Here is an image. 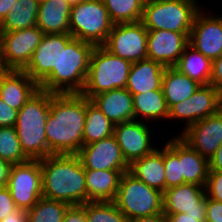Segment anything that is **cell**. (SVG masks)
I'll return each instance as SVG.
<instances>
[{"mask_svg": "<svg viewBox=\"0 0 222 222\" xmlns=\"http://www.w3.org/2000/svg\"><path fill=\"white\" fill-rule=\"evenodd\" d=\"M94 48L74 37L67 44H60L59 65L38 84L39 88L53 94L81 93Z\"/></svg>", "mask_w": 222, "mask_h": 222, "instance_id": "obj_3", "label": "cell"}, {"mask_svg": "<svg viewBox=\"0 0 222 222\" xmlns=\"http://www.w3.org/2000/svg\"><path fill=\"white\" fill-rule=\"evenodd\" d=\"M163 147L156 148L151 154L134 160L129 172L137 179L155 189L166 190Z\"/></svg>", "mask_w": 222, "mask_h": 222, "instance_id": "obj_25", "label": "cell"}, {"mask_svg": "<svg viewBox=\"0 0 222 222\" xmlns=\"http://www.w3.org/2000/svg\"><path fill=\"white\" fill-rule=\"evenodd\" d=\"M13 164L0 158V187H7Z\"/></svg>", "mask_w": 222, "mask_h": 222, "instance_id": "obj_44", "label": "cell"}, {"mask_svg": "<svg viewBox=\"0 0 222 222\" xmlns=\"http://www.w3.org/2000/svg\"><path fill=\"white\" fill-rule=\"evenodd\" d=\"M113 24L141 21L146 0H102Z\"/></svg>", "mask_w": 222, "mask_h": 222, "instance_id": "obj_33", "label": "cell"}, {"mask_svg": "<svg viewBox=\"0 0 222 222\" xmlns=\"http://www.w3.org/2000/svg\"><path fill=\"white\" fill-rule=\"evenodd\" d=\"M18 111L8 104L4 103L0 98V127L15 126Z\"/></svg>", "mask_w": 222, "mask_h": 222, "instance_id": "obj_39", "label": "cell"}, {"mask_svg": "<svg viewBox=\"0 0 222 222\" xmlns=\"http://www.w3.org/2000/svg\"><path fill=\"white\" fill-rule=\"evenodd\" d=\"M9 71L10 69L7 66H0V86H1L3 78L6 76V74Z\"/></svg>", "mask_w": 222, "mask_h": 222, "instance_id": "obj_49", "label": "cell"}, {"mask_svg": "<svg viewBox=\"0 0 222 222\" xmlns=\"http://www.w3.org/2000/svg\"><path fill=\"white\" fill-rule=\"evenodd\" d=\"M39 2L37 0H18L12 10L0 23V32L31 28L37 25Z\"/></svg>", "mask_w": 222, "mask_h": 222, "instance_id": "obj_31", "label": "cell"}, {"mask_svg": "<svg viewBox=\"0 0 222 222\" xmlns=\"http://www.w3.org/2000/svg\"><path fill=\"white\" fill-rule=\"evenodd\" d=\"M71 6L63 0H46L39 3L37 27L44 34H70Z\"/></svg>", "mask_w": 222, "mask_h": 222, "instance_id": "obj_24", "label": "cell"}, {"mask_svg": "<svg viewBox=\"0 0 222 222\" xmlns=\"http://www.w3.org/2000/svg\"><path fill=\"white\" fill-rule=\"evenodd\" d=\"M68 203L42 197L27 211V222H62Z\"/></svg>", "mask_w": 222, "mask_h": 222, "instance_id": "obj_34", "label": "cell"}, {"mask_svg": "<svg viewBox=\"0 0 222 222\" xmlns=\"http://www.w3.org/2000/svg\"><path fill=\"white\" fill-rule=\"evenodd\" d=\"M0 66H5L2 61L1 41H0Z\"/></svg>", "mask_w": 222, "mask_h": 222, "instance_id": "obj_51", "label": "cell"}, {"mask_svg": "<svg viewBox=\"0 0 222 222\" xmlns=\"http://www.w3.org/2000/svg\"><path fill=\"white\" fill-rule=\"evenodd\" d=\"M210 85L222 96V56L212 61Z\"/></svg>", "mask_w": 222, "mask_h": 222, "instance_id": "obj_41", "label": "cell"}, {"mask_svg": "<svg viewBox=\"0 0 222 222\" xmlns=\"http://www.w3.org/2000/svg\"><path fill=\"white\" fill-rule=\"evenodd\" d=\"M148 30L141 21L113 24L103 45L111 53L131 63L147 59Z\"/></svg>", "mask_w": 222, "mask_h": 222, "instance_id": "obj_10", "label": "cell"}, {"mask_svg": "<svg viewBox=\"0 0 222 222\" xmlns=\"http://www.w3.org/2000/svg\"><path fill=\"white\" fill-rule=\"evenodd\" d=\"M198 0H146L141 22L147 30L190 33L196 14L203 8Z\"/></svg>", "mask_w": 222, "mask_h": 222, "instance_id": "obj_6", "label": "cell"}, {"mask_svg": "<svg viewBox=\"0 0 222 222\" xmlns=\"http://www.w3.org/2000/svg\"><path fill=\"white\" fill-rule=\"evenodd\" d=\"M200 86L201 84L179 72L176 68L166 67L162 77L161 88L167 107L170 109L174 104L188 99Z\"/></svg>", "mask_w": 222, "mask_h": 222, "instance_id": "obj_26", "label": "cell"}, {"mask_svg": "<svg viewBox=\"0 0 222 222\" xmlns=\"http://www.w3.org/2000/svg\"><path fill=\"white\" fill-rule=\"evenodd\" d=\"M148 125L147 122L139 120L114 125L113 135L129 165L134 160L151 154L158 147L151 142L154 140L152 138L154 132L152 133L153 128L150 129Z\"/></svg>", "mask_w": 222, "mask_h": 222, "instance_id": "obj_14", "label": "cell"}, {"mask_svg": "<svg viewBox=\"0 0 222 222\" xmlns=\"http://www.w3.org/2000/svg\"><path fill=\"white\" fill-rule=\"evenodd\" d=\"M44 33L37 27L0 32L2 61L10 70H24Z\"/></svg>", "mask_w": 222, "mask_h": 222, "instance_id": "obj_11", "label": "cell"}, {"mask_svg": "<svg viewBox=\"0 0 222 222\" xmlns=\"http://www.w3.org/2000/svg\"><path fill=\"white\" fill-rule=\"evenodd\" d=\"M190 33L168 30H148L147 59L165 67H173L189 44Z\"/></svg>", "mask_w": 222, "mask_h": 222, "instance_id": "obj_18", "label": "cell"}, {"mask_svg": "<svg viewBox=\"0 0 222 222\" xmlns=\"http://www.w3.org/2000/svg\"><path fill=\"white\" fill-rule=\"evenodd\" d=\"M113 132L114 124L86 97V116L83 129L84 145L110 137Z\"/></svg>", "mask_w": 222, "mask_h": 222, "instance_id": "obj_30", "label": "cell"}, {"mask_svg": "<svg viewBox=\"0 0 222 222\" xmlns=\"http://www.w3.org/2000/svg\"><path fill=\"white\" fill-rule=\"evenodd\" d=\"M77 155L84 169L129 170V164L114 135L83 145Z\"/></svg>", "mask_w": 222, "mask_h": 222, "instance_id": "obj_15", "label": "cell"}, {"mask_svg": "<svg viewBox=\"0 0 222 222\" xmlns=\"http://www.w3.org/2000/svg\"><path fill=\"white\" fill-rule=\"evenodd\" d=\"M39 3H41V2H44V1H46V0H37Z\"/></svg>", "mask_w": 222, "mask_h": 222, "instance_id": "obj_52", "label": "cell"}, {"mask_svg": "<svg viewBox=\"0 0 222 222\" xmlns=\"http://www.w3.org/2000/svg\"><path fill=\"white\" fill-rule=\"evenodd\" d=\"M135 120L144 121L152 125L164 119L168 121L169 108L167 107L162 88L147 93L133 95Z\"/></svg>", "mask_w": 222, "mask_h": 222, "instance_id": "obj_27", "label": "cell"}, {"mask_svg": "<svg viewBox=\"0 0 222 222\" xmlns=\"http://www.w3.org/2000/svg\"><path fill=\"white\" fill-rule=\"evenodd\" d=\"M82 206L87 222H129L113 201L86 202Z\"/></svg>", "mask_w": 222, "mask_h": 222, "instance_id": "obj_36", "label": "cell"}, {"mask_svg": "<svg viewBox=\"0 0 222 222\" xmlns=\"http://www.w3.org/2000/svg\"><path fill=\"white\" fill-rule=\"evenodd\" d=\"M63 1L67 2L70 6H73L85 0H63Z\"/></svg>", "mask_w": 222, "mask_h": 222, "instance_id": "obj_50", "label": "cell"}, {"mask_svg": "<svg viewBox=\"0 0 222 222\" xmlns=\"http://www.w3.org/2000/svg\"><path fill=\"white\" fill-rule=\"evenodd\" d=\"M179 136L209 160L222 143V108L217 113L190 125Z\"/></svg>", "mask_w": 222, "mask_h": 222, "instance_id": "obj_16", "label": "cell"}, {"mask_svg": "<svg viewBox=\"0 0 222 222\" xmlns=\"http://www.w3.org/2000/svg\"><path fill=\"white\" fill-rule=\"evenodd\" d=\"M113 202L129 222L163 213V192L148 186L129 171L122 174Z\"/></svg>", "mask_w": 222, "mask_h": 222, "instance_id": "obj_7", "label": "cell"}, {"mask_svg": "<svg viewBox=\"0 0 222 222\" xmlns=\"http://www.w3.org/2000/svg\"><path fill=\"white\" fill-rule=\"evenodd\" d=\"M38 89L39 85L24 70H10L2 80L0 98L20 110Z\"/></svg>", "mask_w": 222, "mask_h": 222, "instance_id": "obj_22", "label": "cell"}, {"mask_svg": "<svg viewBox=\"0 0 222 222\" xmlns=\"http://www.w3.org/2000/svg\"><path fill=\"white\" fill-rule=\"evenodd\" d=\"M7 188L18 209H31L43 197L40 160L13 164Z\"/></svg>", "mask_w": 222, "mask_h": 222, "instance_id": "obj_9", "label": "cell"}, {"mask_svg": "<svg viewBox=\"0 0 222 222\" xmlns=\"http://www.w3.org/2000/svg\"><path fill=\"white\" fill-rule=\"evenodd\" d=\"M95 104L114 124L135 120L133 95L126 89H114L95 95Z\"/></svg>", "mask_w": 222, "mask_h": 222, "instance_id": "obj_20", "label": "cell"}, {"mask_svg": "<svg viewBox=\"0 0 222 222\" xmlns=\"http://www.w3.org/2000/svg\"><path fill=\"white\" fill-rule=\"evenodd\" d=\"M209 170L222 172V143L215 154L209 159Z\"/></svg>", "mask_w": 222, "mask_h": 222, "instance_id": "obj_45", "label": "cell"}, {"mask_svg": "<svg viewBox=\"0 0 222 222\" xmlns=\"http://www.w3.org/2000/svg\"><path fill=\"white\" fill-rule=\"evenodd\" d=\"M18 0H0V23L12 10L13 5H15Z\"/></svg>", "mask_w": 222, "mask_h": 222, "instance_id": "obj_47", "label": "cell"}, {"mask_svg": "<svg viewBox=\"0 0 222 222\" xmlns=\"http://www.w3.org/2000/svg\"><path fill=\"white\" fill-rule=\"evenodd\" d=\"M180 162L181 176H184V184H196L205 187L209 172V160L201 156L181 137Z\"/></svg>", "mask_w": 222, "mask_h": 222, "instance_id": "obj_28", "label": "cell"}, {"mask_svg": "<svg viewBox=\"0 0 222 222\" xmlns=\"http://www.w3.org/2000/svg\"><path fill=\"white\" fill-rule=\"evenodd\" d=\"M163 145L166 189L184 184L181 176L180 136H172Z\"/></svg>", "mask_w": 222, "mask_h": 222, "instance_id": "obj_32", "label": "cell"}, {"mask_svg": "<svg viewBox=\"0 0 222 222\" xmlns=\"http://www.w3.org/2000/svg\"><path fill=\"white\" fill-rule=\"evenodd\" d=\"M49 111L50 92L41 88L18 111L15 128L22 151L30 160L50 155L45 130Z\"/></svg>", "mask_w": 222, "mask_h": 222, "instance_id": "obj_4", "label": "cell"}, {"mask_svg": "<svg viewBox=\"0 0 222 222\" xmlns=\"http://www.w3.org/2000/svg\"><path fill=\"white\" fill-rule=\"evenodd\" d=\"M86 97L81 93H50L46 138L51 154H77L84 145Z\"/></svg>", "mask_w": 222, "mask_h": 222, "instance_id": "obj_1", "label": "cell"}, {"mask_svg": "<svg viewBox=\"0 0 222 222\" xmlns=\"http://www.w3.org/2000/svg\"><path fill=\"white\" fill-rule=\"evenodd\" d=\"M70 34L94 46L105 44L113 23L102 0H85L71 6Z\"/></svg>", "mask_w": 222, "mask_h": 222, "instance_id": "obj_8", "label": "cell"}, {"mask_svg": "<svg viewBox=\"0 0 222 222\" xmlns=\"http://www.w3.org/2000/svg\"><path fill=\"white\" fill-rule=\"evenodd\" d=\"M0 222H27V211L17 209L16 211H13L8 216H6Z\"/></svg>", "mask_w": 222, "mask_h": 222, "instance_id": "obj_46", "label": "cell"}, {"mask_svg": "<svg viewBox=\"0 0 222 222\" xmlns=\"http://www.w3.org/2000/svg\"><path fill=\"white\" fill-rule=\"evenodd\" d=\"M204 9L194 18L189 45L213 61L222 56V18Z\"/></svg>", "mask_w": 222, "mask_h": 222, "instance_id": "obj_13", "label": "cell"}, {"mask_svg": "<svg viewBox=\"0 0 222 222\" xmlns=\"http://www.w3.org/2000/svg\"><path fill=\"white\" fill-rule=\"evenodd\" d=\"M165 69L164 65L150 59L132 63L126 89L132 95L160 90Z\"/></svg>", "mask_w": 222, "mask_h": 222, "instance_id": "obj_21", "label": "cell"}, {"mask_svg": "<svg viewBox=\"0 0 222 222\" xmlns=\"http://www.w3.org/2000/svg\"><path fill=\"white\" fill-rule=\"evenodd\" d=\"M18 208L7 187H0V221Z\"/></svg>", "mask_w": 222, "mask_h": 222, "instance_id": "obj_38", "label": "cell"}, {"mask_svg": "<svg viewBox=\"0 0 222 222\" xmlns=\"http://www.w3.org/2000/svg\"><path fill=\"white\" fill-rule=\"evenodd\" d=\"M62 222H87L85 208L82 205H70Z\"/></svg>", "mask_w": 222, "mask_h": 222, "instance_id": "obj_42", "label": "cell"}, {"mask_svg": "<svg viewBox=\"0 0 222 222\" xmlns=\"http://www.w3.org/2000/svg\"><path fill=\"white\" fill-rule=\"evenodd\" d=\"M222 108V96L212 85H201L188 99L174 104L169 109L168 119L185 122L184 130L190 125L217 113Z\"/></svg>", "mask_w": 222, "mask_h": 222, "instance_id": "obj_12", "label": "cell"}, {"mask_svg": "<svg viewBox=\"0 0 222 222\" xmlns=\"http://www.w3.org/2000/svg\"><path fill=\"white\" fill-rule=\"evenodd\" d=\"M205 192L208 198L222 202V172L209 170Z\"/></svg>", "mask_w": 222, "mask_h": 222, "instance_id": "obj_37", "label": "cell"}, {"mask_svg": "<svg viewBox=\"0 0 222 222\" xmlns=\"http://www.w3.org/2000/svg\"><path fill=\"white\" fill-rule=\"evenodd\" d=\"M129 170L85 169L88 202L114 201L120 178Z\"/></svg>", "mask_w": 222, "mask_h": 222, "instance_id": "obj_23", "label": "cell"}, {"mask_svg": "<svg viewBox=\"0 0 222 222\" xmlns=\"http://www.w3.org/2000/svg\"><path fill=\"white\" fill-rule=\"evenodd\" d=\"M72 38L71 34H44L24 71L39 84L52 69H57L60 44H67Z\"/></svg>", "mask_w": 222, "mask_h": 222, "instance_id": "obj_19", "label": "cell"}, {"mask_svg": "<svg viewBox=\"0 0 222 222\" xmlns=\"http://www.w3.org/2000/svg\"><path fill=\"white\" fill-rule=\"evenodd\" d=\"M131 62L116 56L103 45L95 46L82 95L90 100L103 92L126 88Z\"/></svg>", "mask_w": 222, "mask_h": 222, "instance_id": "obj_5", "label": "cell"}, {"mask_svg": "<svg viewBox=\"0 0 222 222\" xmlns=\"http://www.w3.org/2000/svg\"><path fill=\"white\" fill-rule=\"evenodd\" d=\"M173 67L201 85L210 84L212 61L189 44Z\"/></svg>", "mask_w": 222, "mask_h": 222, "instance_id": "obj_29", "label": "cell"}, {"mask_svg": "<svg viewBox=\"0 0 222 222\" xmlns=\"http://www.w3.org/2000/svg\"><path fill=\"white\" fill-rule=\"evenodd\" d=\"M130 222H168L164 213H158L152 216L135 218Z\"/></svg>", "mask_w": 222, "mask_h": 222, "instance_id": "obj_48", "label": "cell"}, {"mask_svg": "<svg viewBox=\"0 0 222 222\" xmlns=\"http://www.w3.org/2000/svg\"><path fill=\"white\" fill-rule=\"evenodd\" d=\"M0 158L12 164L30 160L22 151L15 126L0 127Z\"/></svg>", "mask_w": 222, "mask_h": 222, "instance_id": "obj_35", "label": "cell"}, {"mask_svg": "<svg viewBox=\"0 0 222 222\" xmlns=\"http://www.w3.org/2000/svg\"><path fill=\"white\" fill-rule=\"evenodd\" d=\"M40 164L43 197L69 205L88 202L85 169L77 154H51Z\"/></svg>", "mask_w": 222, "mask_h": 222, "instance_id": "obj_2", "label": "cell"}, {"mask_svg": "<svg viewBox=\"0 0 222 222\" xmlns=\"http://www.w3.org/2000/svg\"><path fill=\"white\" fill-rule=\"evenodd\" d=\"M206 222H222V202L206 196Z\"/></svg>", "mask_w": 222, "mask_h": 222, "instance_id": "obj_40", "label": "cell"}, {"mask_svg": "<svg viewBox=\"0 0 222 222\" xmlns=\"http://www.w3.org/2000/svg\"><path fill=\"white\" fill-rule=\"evenodd\" d=\"M163 213H186L192 216H205V187L185 183L166 189L163 192Z\"/></svg>", "mask_w": 222, "mask_h": 222, "instance_id": "obj_17", "label": "cell"}, {"mask_svg": "<svg viewBox=\"0 0 222 222\" xmlns=\"http://www.w3.org/2000/svg\"><path fill=\"white\" fill-rule=\"evenodd\" d=\"M168 222H206V216H192L186 213L165 214Z\"/></svg>", "mask_w": 222, "mask_h": 222, "instance_id": "obj_43", "label": "cell"}]
</instances>
